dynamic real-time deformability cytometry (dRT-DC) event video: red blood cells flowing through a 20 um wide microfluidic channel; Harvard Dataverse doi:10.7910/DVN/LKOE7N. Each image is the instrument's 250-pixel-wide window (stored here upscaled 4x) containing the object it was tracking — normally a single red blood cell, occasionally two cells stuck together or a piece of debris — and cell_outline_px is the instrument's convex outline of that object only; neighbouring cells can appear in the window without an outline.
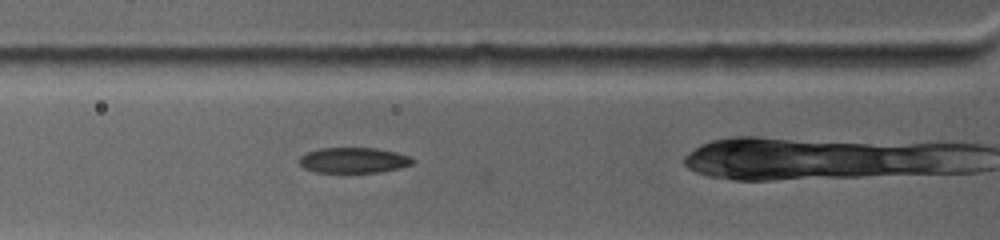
{"species": "common noctule bat (a hibernating species)", "species_latin": "Nyctalus noctula", "temperature_condition": "warm", "stored_images_in_passage": 3, "camera_frame_rate_fps": 4500, "um_per_image_px": 0.085, "animal": {"sex": "female", "body_mass_g": 19.0, "forearm_length_mm": 53.3}, "frame": {"image": 1, "passage_image": 2, "time_ms": 0.889, "image_size_px": [1000, 240], "cell_outline_px": [[412, 164], [380, 172], [316, 172], [304, 168], [296, 160], [300, 156], [308, 152], [320, 148], [376, 148], [396, 152], [412, 156]], "centroid_in_image_um": [30.01, 13.61], "position_along_channel_um": 95.8, "area_um2": 16.76}}